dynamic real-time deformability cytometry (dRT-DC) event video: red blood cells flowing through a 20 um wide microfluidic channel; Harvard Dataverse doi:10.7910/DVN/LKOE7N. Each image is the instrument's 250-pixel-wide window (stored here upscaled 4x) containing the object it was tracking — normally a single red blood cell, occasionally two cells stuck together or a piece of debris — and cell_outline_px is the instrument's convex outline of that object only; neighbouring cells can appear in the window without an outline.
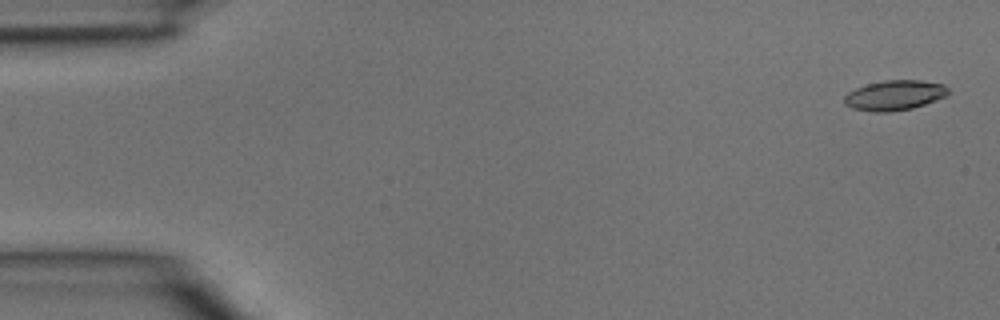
{"species": "common noctule bat (a hibernating species)", "species_latin": "Nyctalus noctula", "temperature_condition": "room temperature", "stored_images_in_passage": 5, "segment_of_instrument_passage": [1, 2], "camera_frame_rate_fps": 3000, "um_per_image_px": 0.085, "animal": {"sex": "male", "body_mass_g": 15.6}, "frame": {"image": 1, "passage_image": 1, "time_ms": 0.0, "image_size_px": [1000, 320], "cell_outline_px": [[948, 92], [944, 96], [924, 104], [912, 108], [888, 112], [876, 112], [852, 108], [844, 104], [844, 96], [848, 92], [856, 88], [868, 84], [884, 80], [920, 80], [944, 84], [948, 88]], "centroid_in_image_um": [76.01, 8.09], "position_along_channel_um": 9.0, "area_um2": 17.98}}
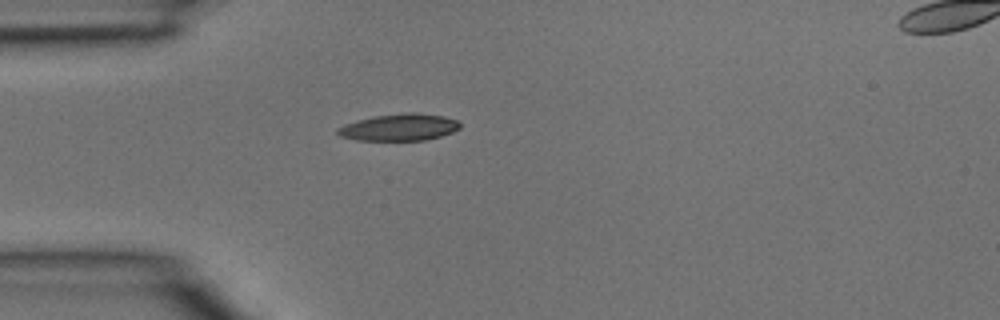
{"frame": {"image": 2, "passage_image": 4, "time_ms": 1.0, "image_size_px": [1000, 320], "cell_outline_px": [[460, 128], [452, 132], [440, 136], [424, 140], [356, 140], [340, 136], [336, 132], [336, 128], [344, 124], [356, 120], [372, 116], [408, 112], [416, 112], [444, 116], [456, 120], [460, 124]], "centroid_in_image_um": [33.9, 10.81], "position_along_channel_um": 51.1, "area_um2": 19.25}}